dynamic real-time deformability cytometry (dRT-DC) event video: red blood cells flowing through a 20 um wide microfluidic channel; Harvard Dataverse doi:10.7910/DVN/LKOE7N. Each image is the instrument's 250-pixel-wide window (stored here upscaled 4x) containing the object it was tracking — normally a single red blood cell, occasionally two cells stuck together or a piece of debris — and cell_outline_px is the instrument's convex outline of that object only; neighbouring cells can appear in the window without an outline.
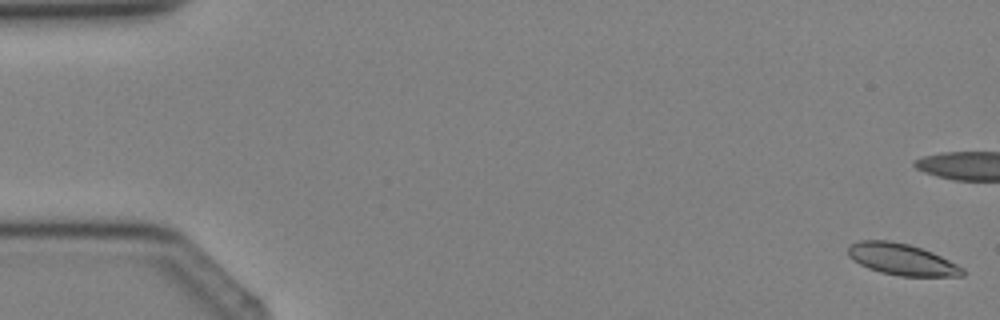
{"species": "Egyptian fruit bat (a non-hibernating species)", "species_latin": "Rousettus aegyptiacus", "temperature_condition": "cold", "stored_images_in_passage": 5, "camera_frame_rate_fps": 3000, "um_per_image_px": 0.085, "animal": {"sex": "female"}, "frame": {"image": 1, "passage_image": 1, "time_ms": 0.0, "image_size_px": [1000, 320], "cell_outline_px": [[964, 276], [900, 276], [880, 272], [868, 268], [860, 264], [848, 256], [848, 248], [852, 244], [860, 240], [888, 240], [908, 244], [932, 252], [964, 268]], "centroid_in_image_um": [76.64, 22.05], "position_along_channel_um": 8.4, "area_um2": 20.81}}